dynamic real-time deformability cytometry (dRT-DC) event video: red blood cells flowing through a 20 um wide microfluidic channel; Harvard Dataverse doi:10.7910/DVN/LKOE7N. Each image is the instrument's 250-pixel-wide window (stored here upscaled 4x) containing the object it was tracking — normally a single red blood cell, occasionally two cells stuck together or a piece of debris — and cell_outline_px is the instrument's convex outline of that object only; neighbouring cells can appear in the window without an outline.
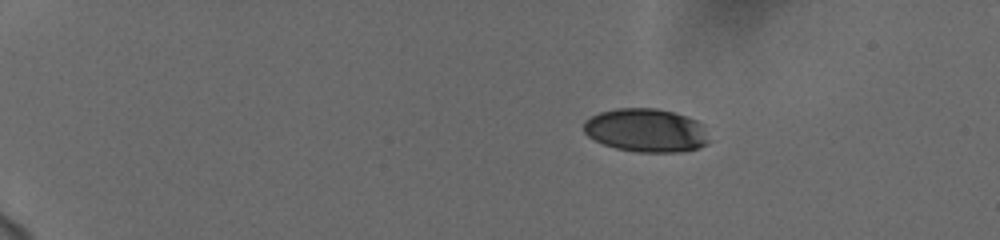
{"species": "human", "species_latin": "Homo sapiens", "temperature_condition": "cold", "stored_images_in_passage": 47, "camera_frame_rate_fps": 3000, "um_per_image_px": 0.085, "donor": {"sex": "female"}, "frame": {"image": 1, "passage_image": 1, "time_ms": 0.0, "image_size_px": [1000, 240], "cell_outline_px": [[708, 144], [696, 148], [680, 152], [636, 152], [616, 148], [604, 144], [588, 136], [584, 132], [584, 120], [600, 112], [616, 108], [656, 108], [672, 112], [696, 120], [700, 124], [708, 140]], "centroid_in_image_um": [54.87, 11.08], "position_along_channel_um": 30.1, "area_um2": 31.39}}
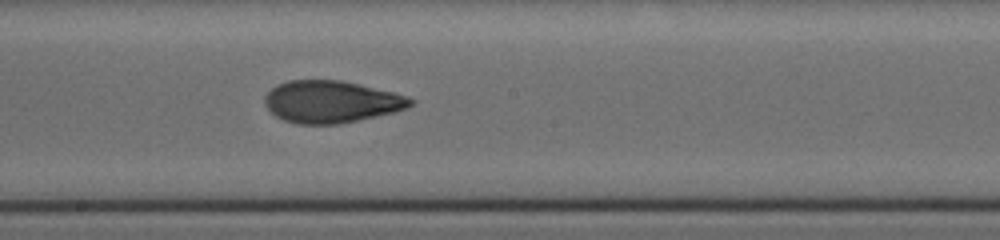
{"frame": {"image": 2, "passage_image": 25, "time_ms": 8.0, "image_size_px": [1000, 240], "cell_outline_px": [[416, 100], [408, 108], [396, 112], [336, 124], [296, 124], [284, 120], [276, 116], [264, 104], [264, 96], [276, 84], [288, 80], [340, 80], [392, 92], [408, 96]], "centroid_in_image_um": [28.15, 8.65], "position_along_channel_um": 220.1, "area_um2": 35.66}}
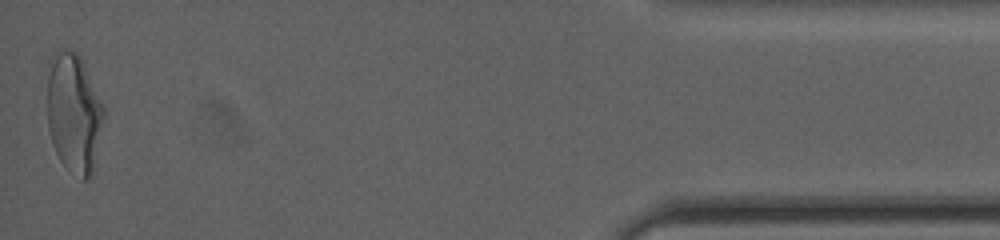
{"frame": {"image": 3, "passage_image": 47, "time_ms": 15.333, "image_size_px": [1000, 240], "cell_outline_px": [[104, 116], [92, 172], [88, 180], [80, 180], [60, 160], [56, 152], [48, 128], [48, 76], [52, 52], [76, 52], [80, 56], [104, 108]], "centroid_in_image_um": [6.27, 9.64], "position_along_channel_um": 428.9, "area_um2": 38.49}, "authors_computed_cell_mechanics": {"area_um2": 35.1424, "velocity_mm_per_s": 3.7526, "shape_relaxation_time_tau1_ms": 5.45, "shape_relaxation_time_tau2_ms": 1.5255, "deformation_change_tau1": 0.1885, "deformation_change_tau2": 0.0803}}